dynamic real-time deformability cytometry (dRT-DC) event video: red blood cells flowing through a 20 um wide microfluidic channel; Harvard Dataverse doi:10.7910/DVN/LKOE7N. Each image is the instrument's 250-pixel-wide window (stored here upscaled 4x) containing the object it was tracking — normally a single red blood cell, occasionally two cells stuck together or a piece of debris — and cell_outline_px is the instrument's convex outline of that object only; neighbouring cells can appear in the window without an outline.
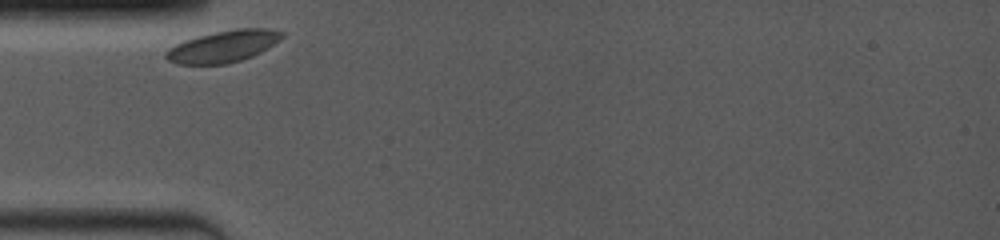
{"species": "common noctule bat (a hibernating species)", "species_latin": "Nyctalus noctula", "temperature_condition": "room temperature", "stored_images_in_passage": 41, "camera_frame_rate_fps": 4000, "um_per_image_px": 0.085, "animal": {"sex": "female", "body_mass_g": 19.0, "forearm_length_mm": 53.3}, "frame": {"image": 1, "passage_image": 1, "time_ms": 0.0, "image_size_px": [1000, 240], "cell_outline_px": [[284, 36], [280, 40], [268, 48], [252, 56], [228, 64], [176, 64], [168, 60], [164, 56], [164, 52], [168, 48], [184, 40], [216, 32], [240, 28], [268, 28], [284, 32]], "centroid_in_image_um": [18.98, 3.94], "position_along_channel_um": 66.0, "area_um2": 21.44}}
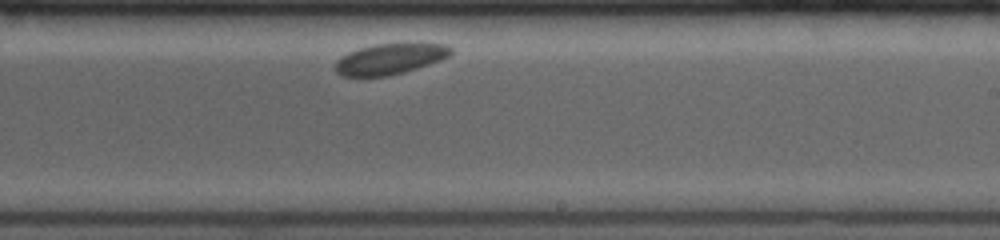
{"frame": {"image": 2, "passage_image": 25, "time_ms": 5.5, "image_size_px": [1000, 240], "cell_outline_px": [[452, 52], [448, 56], [440, 60], [404, 72], [388, 76], [344, 76], [336, 72], [336, 60], [348, 52], [360, 48], [376, 44], [448, 44], [452, 48]], "centroid_in_image_um": [33.13, 5.01], "position_along_channel_um": 255.9, "area_um2": 20.35}}
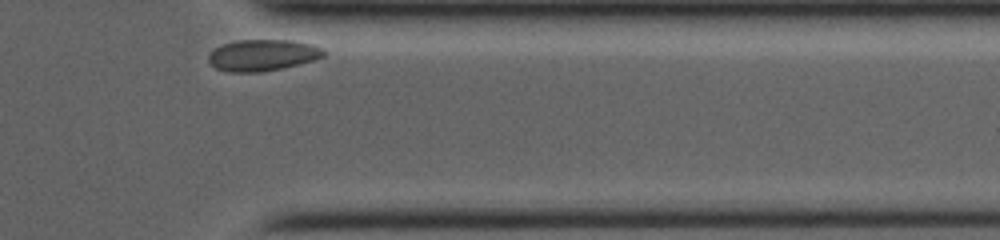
{"frame": {"image": 3, "passage_image": 40, "time_ms": 9.25, "image_size_px": [1000, 240], "cell_outline_px": [[324, 56], [312, 60], [284, 68], [260, 72], [228, 72], [216, 68], [208, 60], [208, 56], [216, 48], [224, 44], [236, 40], [292, 40], [312, 44], [324, 48]], "centroid_in_image_um": [22.34, 4.69], "position_along_channel_um": 389.1, "area_um2": 20.98}}